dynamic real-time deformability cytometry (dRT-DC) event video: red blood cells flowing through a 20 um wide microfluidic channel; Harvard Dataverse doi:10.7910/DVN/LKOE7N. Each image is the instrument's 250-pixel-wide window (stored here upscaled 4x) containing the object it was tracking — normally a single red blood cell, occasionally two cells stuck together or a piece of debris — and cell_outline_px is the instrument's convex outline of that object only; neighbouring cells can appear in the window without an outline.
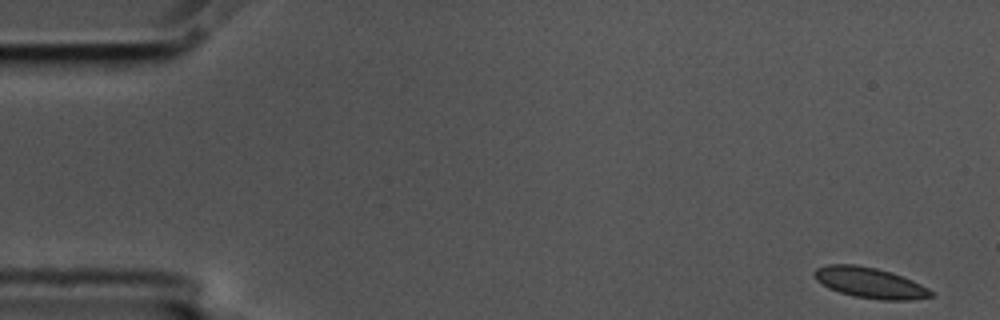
{"species": "common noctule bat (a hibernating species)", "species_latin": "Nyctalus noctula", "temperature_condition": "cold", "stored_images_in_passage": 13, "camera_frame_rate_fps": 3000, "um_per_image_px": 0.085, "animal": {"sex": "male", "body_mass_g": 17.5, "forearm_length_mm": 52.3}, "frame": {"image": 1, "passage_image": 1, "time_ms": 0.0, "image_size_px": [1000, 320], "cell_outline_px": [[936, 296], [912, 300], [884, 300], [856, 296], [840, 292], [828, 288], [816, 280], [812, 276], [812, 272], [816, 268], [828, 264], [856, 264], [876, 268], [892, 272], [912, 280], [936, 292]], "centroid_in_image_um": [73.96, 24.03], "position_along_channel_um": 11.0, "area_um2": 21.04}}